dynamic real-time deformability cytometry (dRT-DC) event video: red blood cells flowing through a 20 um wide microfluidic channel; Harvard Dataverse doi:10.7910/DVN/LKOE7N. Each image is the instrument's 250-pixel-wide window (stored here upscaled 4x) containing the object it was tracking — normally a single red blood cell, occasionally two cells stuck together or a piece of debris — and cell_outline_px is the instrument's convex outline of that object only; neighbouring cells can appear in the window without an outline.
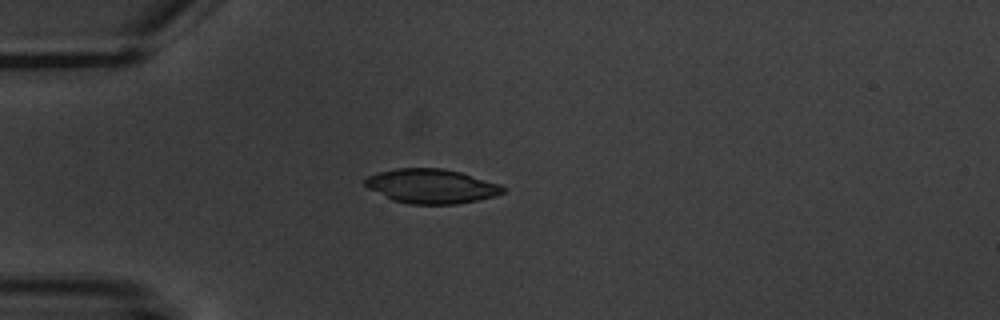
{"species": "common noctule bat (a hibernating species)", "species_latin": "Nyctalus noctula", "temperature_condition": "warm", "stored_images_in_passage": 1, "camera_frame_rate_fps": 3000, "um_per_image_px": 0.085, "animal": {"sex": "male", "body_mass_g": 20.1, "forearm_length_mm": 53.5}, "frame": {"image": 1, "passage_image": 1, "time_ms": 0.0, "image_size_px": [1000, 320], "cell_outline_px": [[504, 192], [492, 196], [476, 200], [456, 204], [408, 204], [392, 200], [368, 188], [364, 184], [364, 180], [368, 176], [380, 172], [396, 168], [440, 168], [460, 172], [500, 184], [504, 188]], "centroid_in_image_um": [36.63, 15.82], "position_along_channel_um": 48.4, "area_um2": 27.34}}